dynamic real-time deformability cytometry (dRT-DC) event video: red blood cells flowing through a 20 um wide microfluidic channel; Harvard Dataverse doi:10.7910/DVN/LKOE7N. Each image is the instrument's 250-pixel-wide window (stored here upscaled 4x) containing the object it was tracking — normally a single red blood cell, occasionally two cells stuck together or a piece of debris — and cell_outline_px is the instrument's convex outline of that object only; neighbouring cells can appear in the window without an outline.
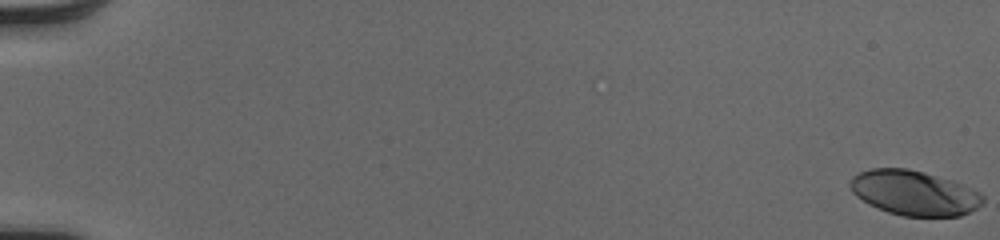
{"species": "human", "species_latin": "Homo sapiens", "temperature_condition": "cold", "stored_images_in_passage": 18, "camera_frame_rate_fps": 3000, "um_per_image_px": 0.085, "donor": {"sex": "male"}, "frame": {"image": 1, "passage_image": 1, "time_ms": 0.0, "image_size_px": [1000, 240], "cell_outline_px": [[984, 204], [960, 216], [900, 216], [888, 212], [868, 204], [856, 196], [852, 192], [848, 184], [852, 176], [860, 172], [872, 168], [908, 168], [924, 172], [952, 180], [980, 192], [984, 196]], "centroid_in_image_um": [77.69, 16.39], "position_along_channel_um": 7.3, "area_um2": 34.85}}